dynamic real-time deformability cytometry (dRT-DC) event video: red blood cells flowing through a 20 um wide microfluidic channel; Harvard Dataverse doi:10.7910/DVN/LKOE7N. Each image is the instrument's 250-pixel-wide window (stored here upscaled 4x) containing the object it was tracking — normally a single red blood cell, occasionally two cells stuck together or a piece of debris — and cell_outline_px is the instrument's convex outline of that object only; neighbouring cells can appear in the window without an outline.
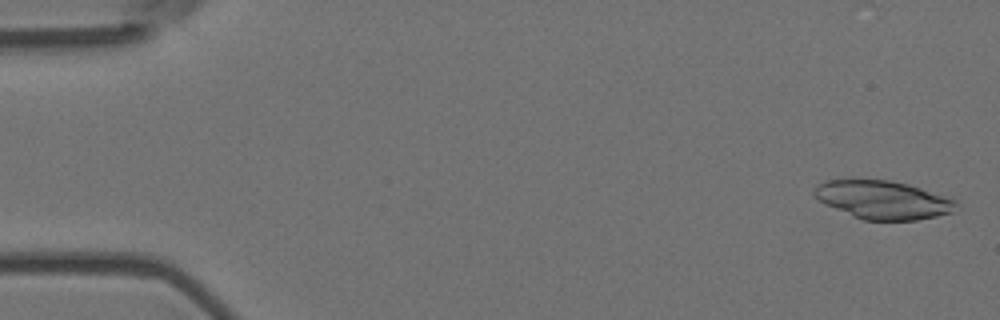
{"species": "Egyptian fruit bat (a non-hibernating species)", "species_latin": "Rousettus aegyptiacus", "temperature_condition": "room temperature", "stored_images_in_passage": 5, "camera_frame_rate_fps": 3000, "um_per_image_px": 0.085, "animal": {"sex": "female"}, "frame": {"image": 1, "passage_image": 1, "time_ms": 0.0, "image_size_px": [1000, 320], "cell_outline_px": [[956, 204], [952, 212], [936, 216], [916, 220], [864, 220], [852, 216], [824, 204], [812, 196], [812, 188], [816, 184], [828, 180], [848, 176], [888, 180], [908, 184], [952, 196], [956, 200]], "centroid_in_image_um": [74.97, 16.93], "position_along_channel_um": 10.0, "area_um2": 32.89}}